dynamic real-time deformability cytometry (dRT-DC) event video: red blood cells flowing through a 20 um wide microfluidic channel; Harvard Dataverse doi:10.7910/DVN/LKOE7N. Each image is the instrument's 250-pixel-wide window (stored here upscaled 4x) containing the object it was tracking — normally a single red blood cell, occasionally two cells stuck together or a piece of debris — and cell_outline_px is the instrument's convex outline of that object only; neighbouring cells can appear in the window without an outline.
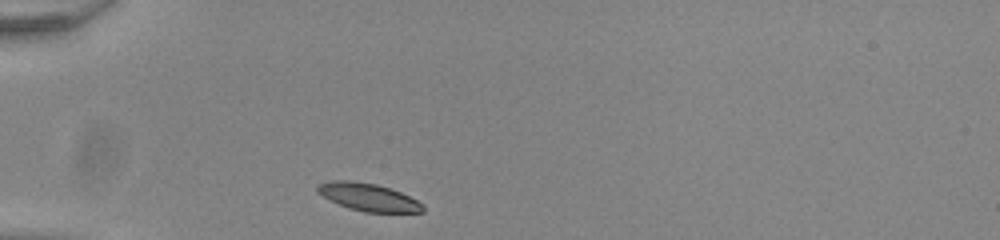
{"species": "common noctule bat (a hibernating species)", "species_latin": "Nyctalus noctula", "temperature_condition": "room temperature", "stored_images_in_passage": 30, "camera_frame_rate_fps": 3000, "um_per_image_px": 0.085, "animal": {"sex": "male", "body_mass_g": 20.0, "forearm_length_mm": 53.3}, "frame": {"image": 1, "passage_image": 1, "time_ms": 0.0, "image_size_px": [1000, 240], "cell_outline_px": [[424, 212], [364, 212], [348, 208], [316, 192], [316, 188], [320, 184], [332, 180], [348, 180], [376, 184], [400, 192], [424, 204]], "centroid_in_image_um": [31.32, 16.76], "position_along_channel_um": 53.7, "area_um2": 16.7}}
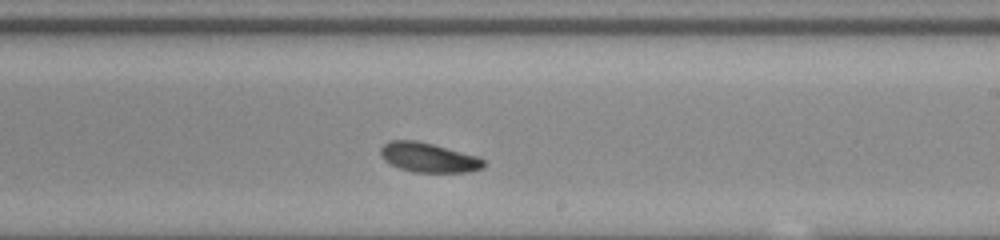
{"frame": {"image": 2, "passage_image": 18, "time_ms": 5.667, "image_size_px": [1000, 240], "cell_outline_px": [[484, 168], [468, 172], [412, 172], [400, 168], [384, 160], [380, 156], [380, 148], [384, 144], [392, 140], [416, 140], [432, 144], [476, 156], [484, 160]], "centroid_in_image_um": [36.4, 13.39], "position_along_channel_um": 252.6, "area_um2": 17.57}}
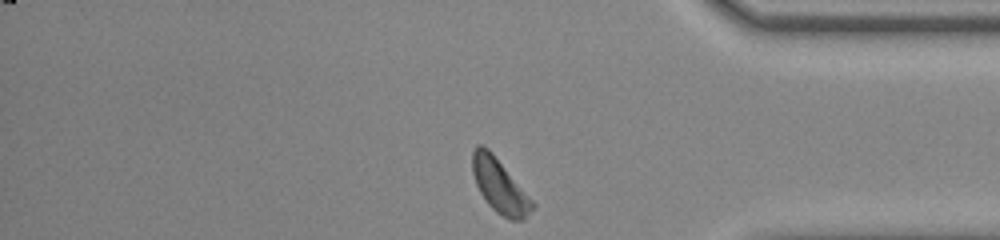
{"frame": {"image": 3, "passage_image": 30, "time_ms": 9.667, "image_size_px": [1000, 240], "cell_outline_px": [[536, 204], [524, 220], [512, 220], [496, 212], [488, 204], [480, 192], [476, 184], [472, 172], [472, 152], [476, 144], [480, 144], [488, 148], [492, 152]], "centroid_in_image_um": [42.46, 15.79], "position_along_channel_um": 392.7, "area_um2": 18.67}, "authors_computed_cell_mechanics": {"area_um2": 17.5712, "velocity_mm_per_s": 3.8626, "shape_relaxation_time_tau1_ms": 1.7109, "shape_relaxation_time_tau2_ms": null, "deformation_change_tau1": 0.0796, "deformation_change_tau2": null}}